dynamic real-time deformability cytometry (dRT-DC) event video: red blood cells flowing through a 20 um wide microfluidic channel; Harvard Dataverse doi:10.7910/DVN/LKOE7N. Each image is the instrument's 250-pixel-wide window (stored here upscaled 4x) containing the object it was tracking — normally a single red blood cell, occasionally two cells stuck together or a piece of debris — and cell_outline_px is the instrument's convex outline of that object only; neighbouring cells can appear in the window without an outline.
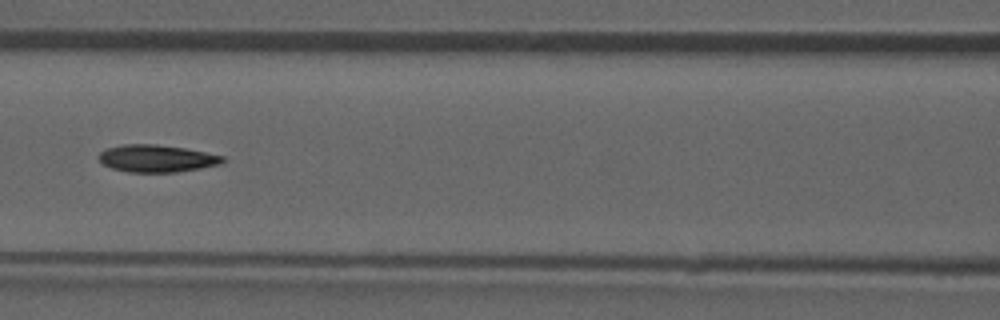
{"species": "common noctule bat (a hibernating species)", "species_latin": "Nyctalus noctula", "temperature_condition": "room temperature", "stored_images_in_passage": 9, "camera_frame_rate_fps": 3000, "um_per_image_px": 0.085, "animal": {"sex": "male", "forearm_length_mm": 52.5}, "frame": {"image": 1, "passage_image": 6, "time_ms": 6.667, "image_size_px": [1000, 320], "cell_outline_px": [[224, 160], [220, 164], [200, 168], [176, 172], [128, 172], [112, 168], [104, 164], [96, 156], [100, 152], [108, 148], [124, 144], [156, 144], [184, 148], [224, 156]], "centroid_in_image_um": [13.29, 13.47], "position_along_channel_um": 153.3, "area_um2": 19.54}}